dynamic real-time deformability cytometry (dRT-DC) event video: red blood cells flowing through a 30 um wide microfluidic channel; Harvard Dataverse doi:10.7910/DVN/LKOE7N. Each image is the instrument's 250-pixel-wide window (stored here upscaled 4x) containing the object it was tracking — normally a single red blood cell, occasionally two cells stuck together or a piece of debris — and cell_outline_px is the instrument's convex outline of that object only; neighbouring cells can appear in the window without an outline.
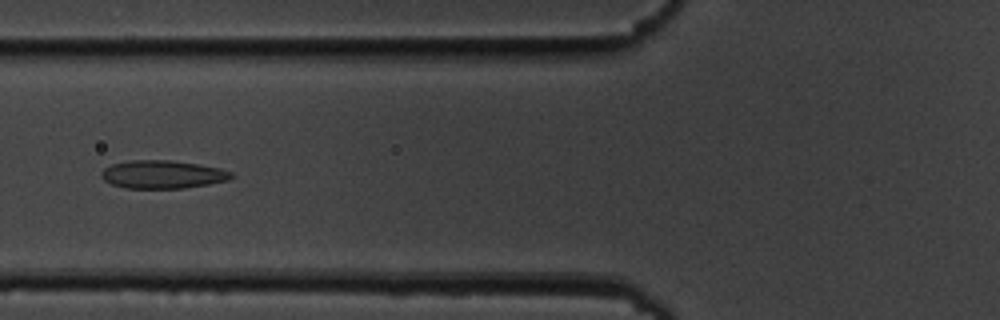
{"species": "common noctule bat (a hibernating species)", "species_latin": "Nyctalus noctula", "temperature_condition": "cold", "stored_images_in_passage": 40, "camera_frame_rate_fps": 3000, "um_per_image_px": 0.085, "animal": {"sex": "male", "body_mass_g": 19.5, "forearm_length_mm": 54.6}, "frame": {"image": 1, "passage_image": 7, "time_ms": 2.0, "image_size_px": [1000, 320], "cell_outline_px": [[236, 176], [228, 180], [208, 184], [184, 188], [124, 188], [112, 184], [104, 180], [100, 176], [100, 172], [104, 168], [112, 164], [128, 160], [168, 160], [196, 164], [220, 168], [232, 172]], "centroid_in_image_um": [13.8, 14.82], "position_along_channel_um": 112.0, "area_um2": 21.33}}
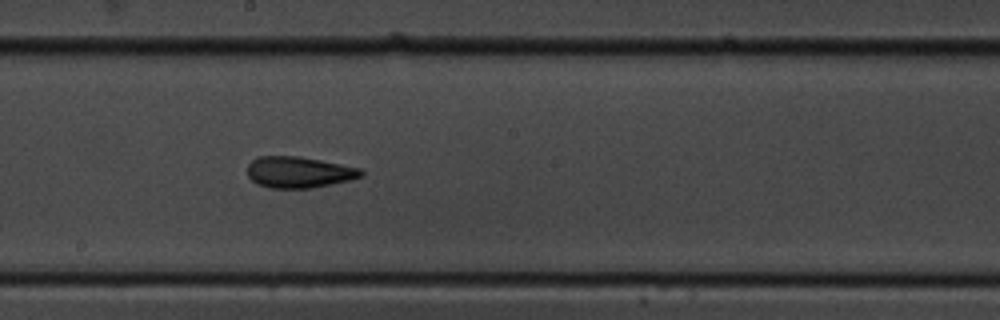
{"frame": {"image": 2, "passage_image": 16, "time_ms": 5.0, "image_size_px": [1000, 320], "cell_outline_px": [[364, 176], [352, 180], [312, 188], [268, 188], [256, 184], [248, 176], [248, 164], [252, 160], [260, 156], [296, 156], [320, 160], [360, 168], [364, 172]], "centroid_in_image_um": [25.42, 14.65], "position_along_channel_um": 222.8, "area_um2": 20.81}}
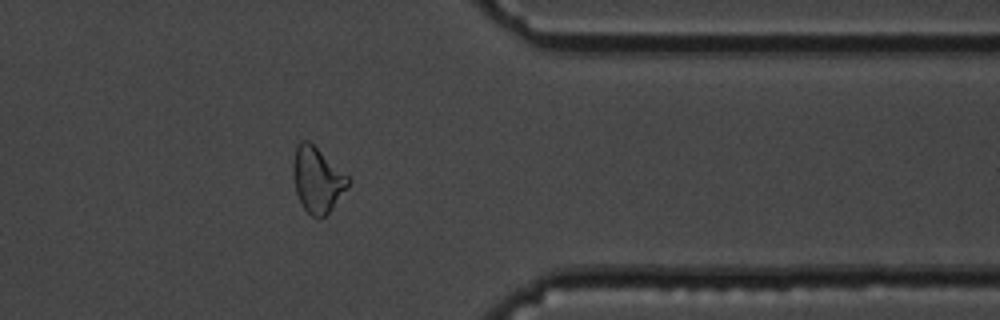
{"frame": {"image": 3, "passage_image": 30, "time_ms": 9.667, "image_size_px": [1000, 320], "cell_outline_px": [[352, 180], [332, 208], [324, 216], [312, 216], [304, 208], [296, 192], [292, 172], [292, 164], [296, 144], [300, 140], [308, 140], [348, 176]], "centroid_in_image_um": [26.94, 15.24], "position_along_channel_um": 384.5, "area_um2": 20.63}, "authors_computed_cell_mechanics": {"area_um2": 20.8369, "velocity_mm_per_s": 3.695, "shape_relaxation_time_tau1_ms": 3.6995, "shape_relaxation_time_tau2_ms": 2.8775, "deformation_change_tau1": 0.1391, "deformation_change_tau2": 0.118}}